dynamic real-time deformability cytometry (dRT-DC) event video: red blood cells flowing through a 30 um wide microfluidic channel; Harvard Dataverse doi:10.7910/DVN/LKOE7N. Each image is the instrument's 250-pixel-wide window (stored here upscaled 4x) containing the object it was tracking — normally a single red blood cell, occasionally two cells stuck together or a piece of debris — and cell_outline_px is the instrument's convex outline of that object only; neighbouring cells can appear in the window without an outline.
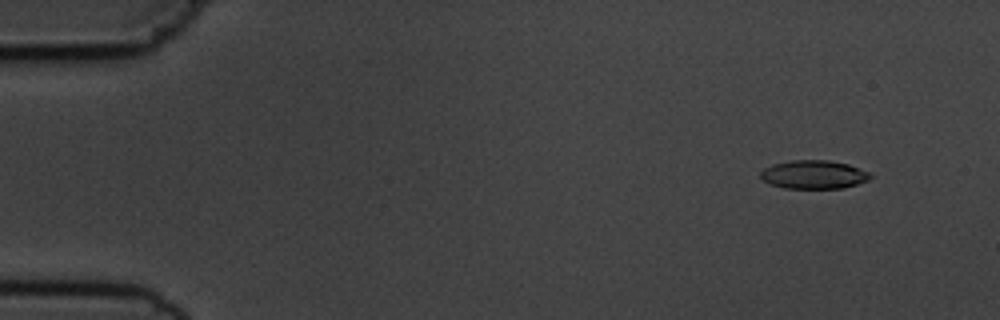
{"species": "common noctule bat (a hibernating species)", "species_latin": "Nyctalus noctula", "temperature_condition": "cold", "stored_images_in_passage": 8, "camera_frame_rate_fps": 3000, "um_per_image_px": 0.085, "animal": {"sex": "male", "body_mass_g": 19.5, "forearm_length_mm": 54.6}, "frame": {"image": 1, "passage_image": 2, "time_ms": 1.333, "image_size_px": [1000, 320], "cell_outline_px": [[872, 176], [868, 180], [844, 188], [784, 188], [772, 184], [764, 180], [760, 176], [760, 172], [764, 168], [772, 164], [792, 160], [828, 160], [848, 164], [868, 172]], "centroid_in_image_um": [69.16, 14.83], "position_along_channel_um": 15.8, "area_um2": 18.09}}
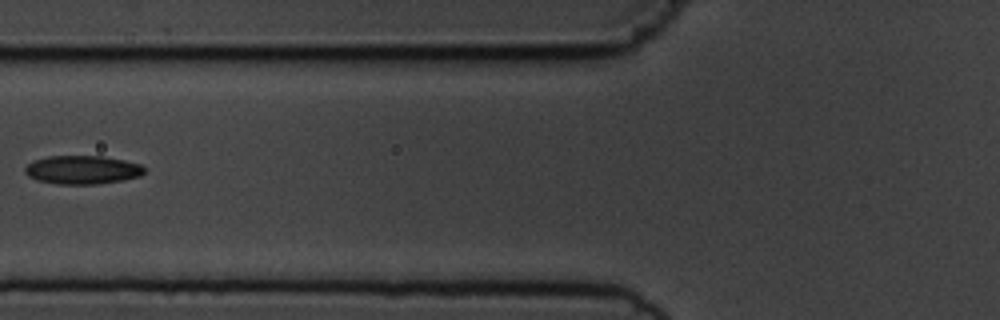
{"frame": {"image": 2, "passage_image": 7, "time_ms": 7.0, "image_size_px": [1000, 320], "cell_outline_px": [[144, 172], [140, 176], [124, 180], [96, 184], [56, 184], [36, 180], [28, 176], [24, 172], [24, 168], [32, 160], [48, 156], [104, 156], [124, 160], [140, 164], [144, 168]], "centroid_in_image_um": [6.97, 14.43], "position_along_channel_um": 118.8, "area_um2": 20.0}}
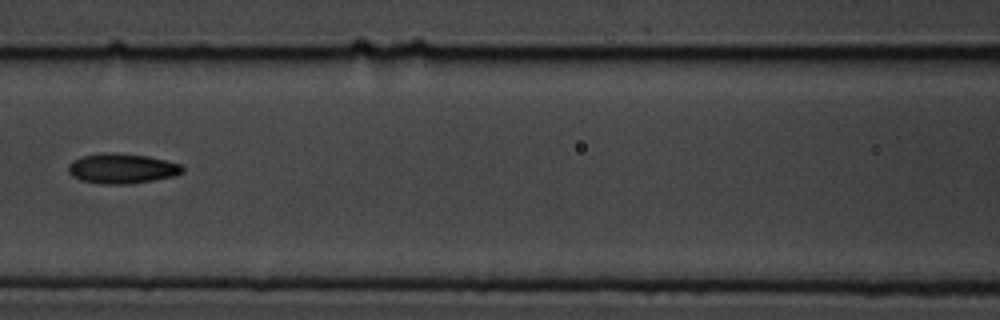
{"frame": {"image": 3, "passage_image": 8, "time_ms": 8.0, "image_size_px": [1000, 320], "cell_outline_px": [[184, 172], [176, 176], [132, 184], [100, 184], [80, 180], [72, 176], [68, 172], [68, 164], [72, 160], [80, 156], [104, 152], [116, 152], [148, 156], [180, 164], [184, 168]], "centroid_in_image_um": [10.34, 14.32], "position_along_channel_um": 156.3, "area_um2": 20.35}}